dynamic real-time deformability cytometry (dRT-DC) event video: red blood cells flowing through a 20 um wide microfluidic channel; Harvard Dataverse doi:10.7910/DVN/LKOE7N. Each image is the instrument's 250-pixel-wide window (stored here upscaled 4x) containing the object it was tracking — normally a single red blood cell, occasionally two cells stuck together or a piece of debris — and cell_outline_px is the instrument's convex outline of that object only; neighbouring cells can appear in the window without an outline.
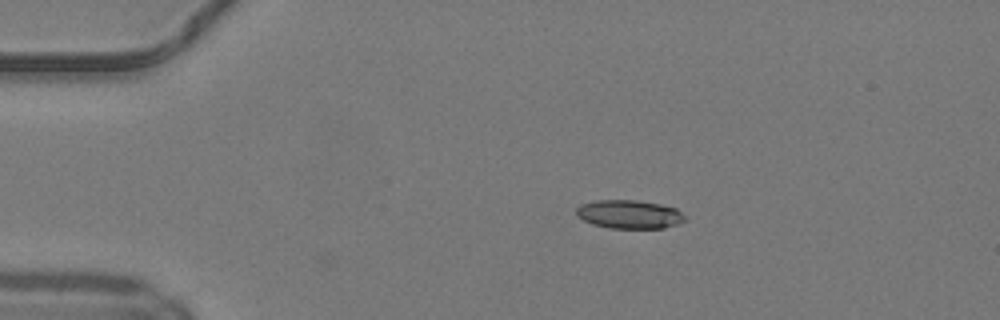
{"species": "common noctule bat (a hibernating species)", "species_latin": "Nyctalus noctula", "temperature_condition": "warm", "stored_images_in_passage": 40, "camera_frame_rate_fps": 3000, "um_per_image_px": 0.085, "animal": {"sex": "male", "body_mass_g": 19.2, "forearm_length_mm": 51.8}, "frame": {"image": 1, "passage_image": 1, "time_ms": 0.0, "image_size_px": [1000, 320], "cell_outline_px": [[688, 220], [664, 228], [608, 228], [592, 224], [576, 216], [576, 208], [580, 204], [592, 200], [636, 200], [660, 204], [676, 208]], "centroid_in_image_um": [53.46, 18.21], "position_along_channel_um": 31.5, "area_um2": 18.21}}
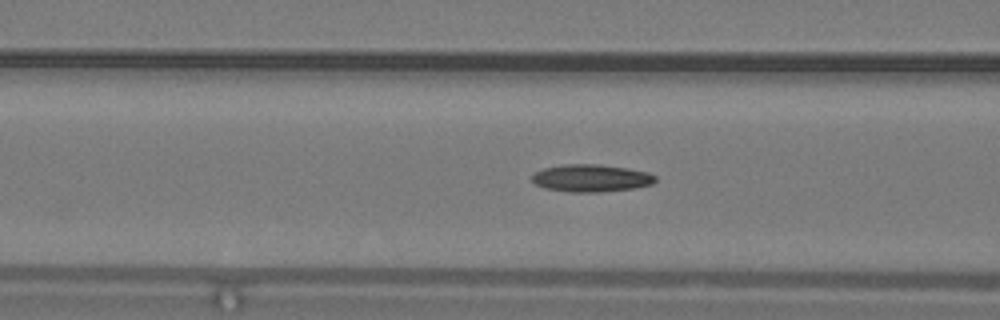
{"frame": {"image": 2, "passage_image": 11, "time_ms": 3.333, "image_size_px": [1000, 320], "cell_outline_px": [[656, 180], [652, 184], [636, 188], [600, 192], [568, 192], [544, 188], [536, 184], [532, 180], [532, 176], [536, 172], [544, 168], [564, 164], [600, 164], [628, 168], [648, 172], [656, 176]], "centroid_in_image_um": [50.27, 15.14], "position_along_channel_um": 116.3, "area_um2": 19.83}}
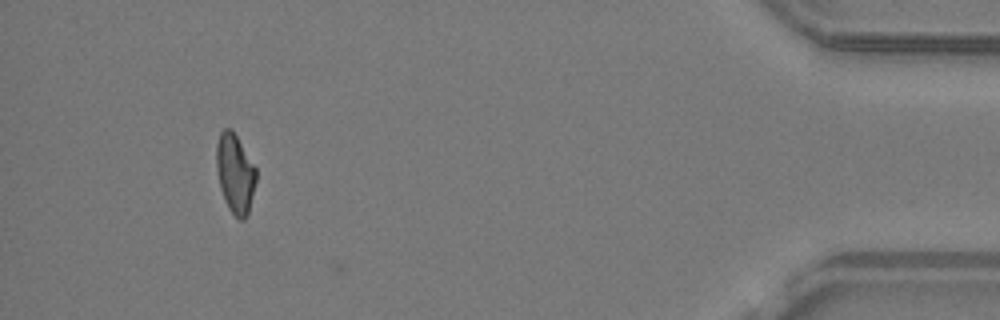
{"frame": {"image": 3, "passage_image": 37, "time_ms": 12.0, "image_size_px": [1000, 320], "cell_outline_px": [[256, 180], [248, 216], [244, 220], [240, 220], [228, 208], [224, 200], [220, 188], [216, 168], [216, 144], [220, 132], [224, 128], [232, 128], [256, 168]], "centroid_in_image_um": [19.98, 14.74], "position_along_channel_um": 415.2, "area_um2": 18.5}, "authors_computed_cell_mechanics": {"area_um2": 18.5827, "velocity_mm_per_s": 4.2222, "shape_relaxation_time_tau1_ms": 11.297, "shape_relaxation_time_tau2_ms": 4.4859, "deformation_change_tau1": 0.2547, "deformation_change_tau2": 0.1284}}